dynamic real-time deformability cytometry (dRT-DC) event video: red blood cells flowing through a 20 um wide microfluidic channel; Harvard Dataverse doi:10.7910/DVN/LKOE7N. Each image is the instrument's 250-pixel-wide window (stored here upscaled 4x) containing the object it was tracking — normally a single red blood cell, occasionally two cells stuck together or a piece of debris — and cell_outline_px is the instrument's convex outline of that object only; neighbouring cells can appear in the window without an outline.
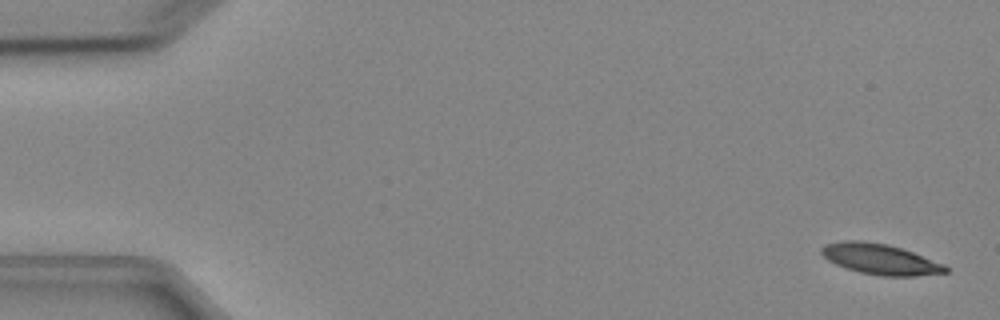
{"species": "Egyptian fruit bat (a non-hibernating species)", "species_latin": "Rousettus aegyptiacus", "temperature_condition": "cold", "stored_images_in_passage": 6, "camera_frame_rate_fps": 3000, "um_per_image_px": 0.085, "animal": {"sex": "female"}, "frame": {"image": 1, "passage_image": 1, "time_ms": 0.0, "image_size_px": [1000, 320], "cell_outline_px": [[948, 272], [916, 276], [880, 276], [860, 272], [844, 268], [828, 260], [820, 252], [820, 248], [824, 244], [844, 240], [860, 240], [884, 244], [900, 248], [912, 252], [944, 264], [948, 268]], "centroid_in_image_um": [74.78, 22.03], "position_along_channel_um": 10.2, "area_um2": 22.02}}